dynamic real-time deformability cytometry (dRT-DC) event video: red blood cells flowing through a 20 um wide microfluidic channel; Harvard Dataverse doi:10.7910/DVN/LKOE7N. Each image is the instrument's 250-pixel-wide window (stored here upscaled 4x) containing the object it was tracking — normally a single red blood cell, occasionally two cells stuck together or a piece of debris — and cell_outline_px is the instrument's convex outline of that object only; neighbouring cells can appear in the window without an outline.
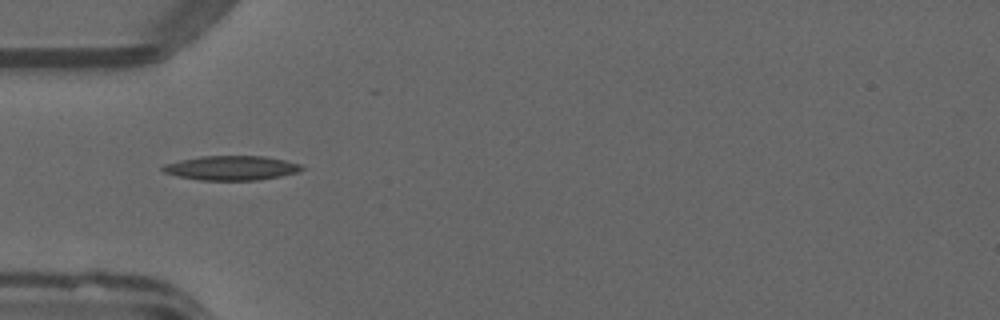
{"species": "common noctule bat (a hibernating species)", "species_latin": "Nyctalus noctula", "temperature_condition": "warm", "stored_images_in_passage": 26, "camera_frame_rate_fps": 3000, "um_per_image_px": 0.085, "animal": {"sex": "male", "forearm_length_mm": 52.5}, "frame": {"image": 1, "passage_image": 1, "time_ms": 0.0, "image_size_px": [1000, 320], "cell_outline_px": [[304, 168], [296, 172], [280, 176], [260, 180], [200, 180], [176, 176], [164, 172], [160, 168], [164, 164], [180, 160], [200, 156], [264, 156], [284, 160], [300, 164]], "centroid_in_image_um": [19.63, 14.28], "position_along_channel_um": 65.4, "area_um2": 19.71}}
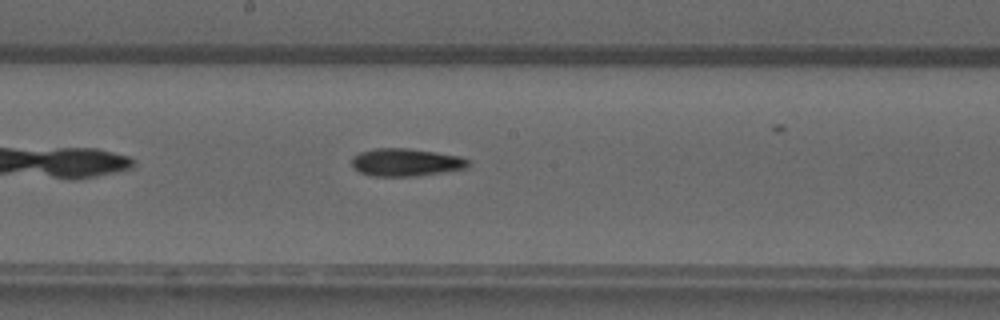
{"frame": {"image": 2, "passage_image": 12, "time_ms": 3.667, "image_size_px": [1000, 320], "cell_outline_px": [[468, 164], [464, 168], [444, 172], [416, 176], [372, 176], [360, 172], [352, 168], [352, 160], [360, 152], [376, 148], [408, 148], [436, 152], [460, 156], [468, 160]], "centroid_in_image_um": [34.48, 13.8], "position_along_channel_um": 213.7, "area_um2": 18.67}}
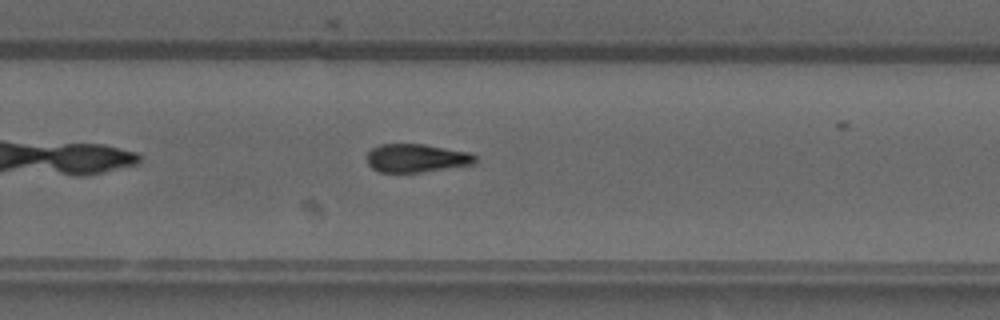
{"frame": {"image": 3, "passage_image": 18, "time_ms": 5.667, "image_size_px": [1000, 320], "cell_outline_px": [[476, 164], [420, 172], [380, 172], [372, 168], [368, 164], [368, 152], [372, 148], [380, 144], [424, 144], [468, 152], [476, 156]], "centroid_in_image_um": [35.41, 13.44], "position_along_channel_um": 294.4, "area_um2": 17.8}}